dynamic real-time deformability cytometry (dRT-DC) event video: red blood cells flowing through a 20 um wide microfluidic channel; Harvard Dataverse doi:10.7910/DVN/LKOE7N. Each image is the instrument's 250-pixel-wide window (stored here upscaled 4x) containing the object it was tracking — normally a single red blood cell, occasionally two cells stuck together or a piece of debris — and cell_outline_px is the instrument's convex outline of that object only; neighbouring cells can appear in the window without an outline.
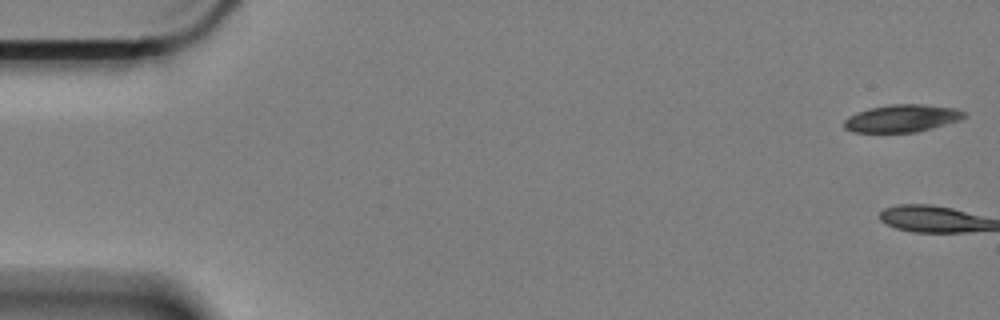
{"species": "Egyptian fruit bat (a non-hibernating species)", "species_latin": "Rousettus aegyptiacus", "temperature_condition": "cold", "stored_images_in_passage": 3, "camera_frame_rate_fps": 3000, "um_per_image_px": 0.085, "animal": {"sex": "female"}, "frame": {"image": 1, "passage_image": 1, "time_ms": 0.0, "image_size_px": [1000, 320], "cell_outline_px": [[964, 116], [960, 120], [916, 132], [852, 132], [844, 128], [844, 120], [848, 116], [856, 112], [868, 108], [888, 104], [924, 104], [956, 108], [964, 112]], "centroid_in_image_um": [76.62, 10.05], "position_along_channel_um": 8.4, "area_um2": 19.25}}